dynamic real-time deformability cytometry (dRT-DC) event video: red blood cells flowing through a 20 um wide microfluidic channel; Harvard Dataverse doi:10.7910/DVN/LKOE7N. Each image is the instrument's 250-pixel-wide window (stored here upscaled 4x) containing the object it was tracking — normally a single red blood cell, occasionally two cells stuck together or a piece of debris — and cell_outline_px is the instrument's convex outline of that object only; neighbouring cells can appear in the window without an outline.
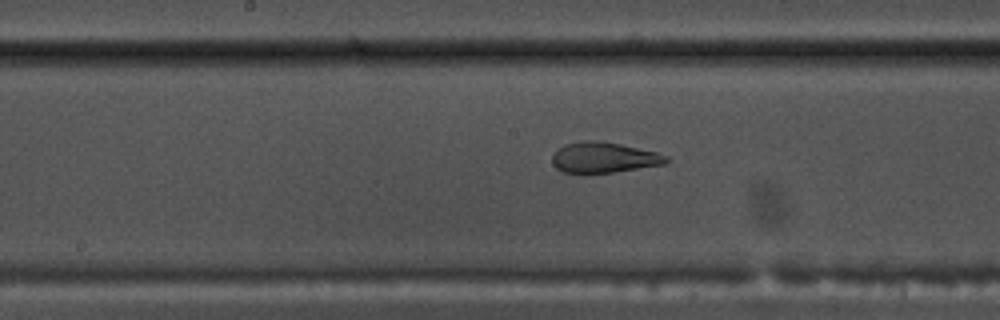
{"species": "common noctule bat (a hibernating species)", "species_latin": "Nyctalus noctula", "temperature_condition": "warm", "stored_images_in_passage": 42, "camera_frame_rate_fps": 3000, "um_per_image_px": 0.085, "animal": {"sex": "male", "body_mass_g": 17.5, "forearm_length_mm": 52.3}, "frame": {"image": 1, "passage_image": 15, "time_ms": 4.667, "image_size_px": [1000, 320], "cell_outline_px": [[668, 160], [664, 164], [612, 172], [584, 176], [564, 172], [556, 168], [552, 164], [552, 156], [564, 144], [588, 140], [600, 140], [620, 144], [656, 152], [668, 156]], "centroid_in_image_um": [51.27, 13.42], "position_along_channel_um": 196.9, "area_um2": 20.63}}
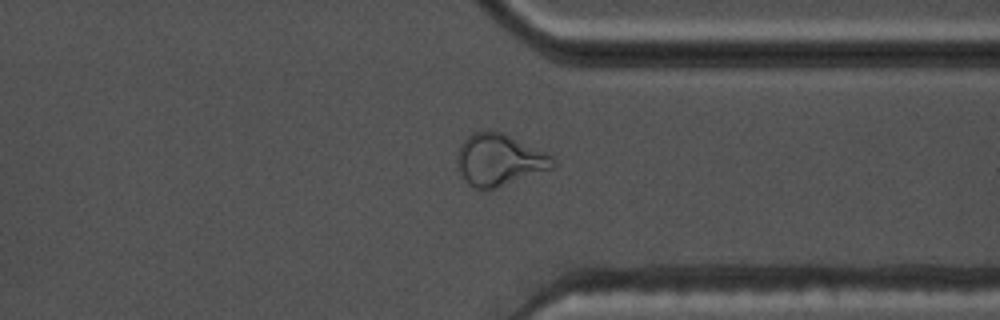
{"frame": {"image": 2, "passage_image": 29, "time_ms": 9.333, "image_size_px": [1000, 320], "cell_outline_px": [[556, 164], [552, 168], [496, 188], [476, 188], [468, 184], [460, 172], [456, 160], [456, 156], [460, 144], [472, 132], [500, 132], [544, 152], [552, 156]], "centroid_in_image_um": [42.4, 13.6], "position_along_channel_um": 369.0, "area_um2": 28.15}}
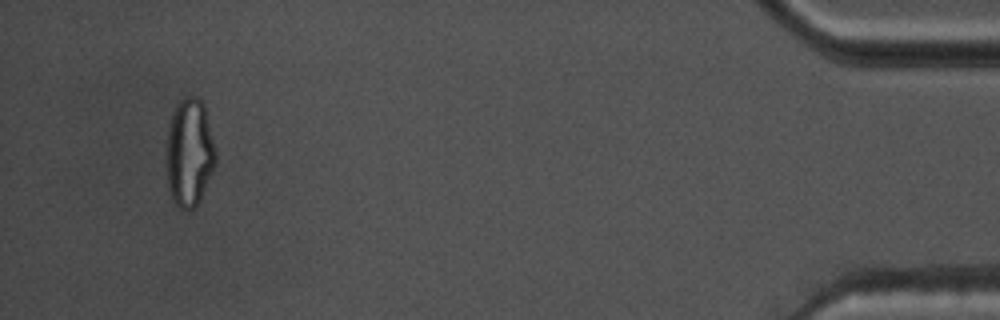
{"frame": {"image": 3, "passage_image": 39, "time_ms": 12.667, "image_size_px": [1000, 320], "cell_outline_px": [[216, 164], [200, 200], [192, 208], [184, 212], [172, 200], [168, 184], [168, 124], [172, 112], [176, 104], [184, 96], [196, 96], [204, 104], [216, 148]], "centroid_in_image_um": [16.13, 12.95], "position_along_channel_um": 419.1, "area_um2": 31.04}, "authors_computed_cell_mechanics": {"area_um2": 23.4668, "velocity_mm_per_s": 3.7053, "shape_relaxation_time_tau1_ms": null, "shape_relaxation_time_tau2_ms": 1.1286, "deformation_change_tau1": null, "deformation_change_tau2": 0.0737}}